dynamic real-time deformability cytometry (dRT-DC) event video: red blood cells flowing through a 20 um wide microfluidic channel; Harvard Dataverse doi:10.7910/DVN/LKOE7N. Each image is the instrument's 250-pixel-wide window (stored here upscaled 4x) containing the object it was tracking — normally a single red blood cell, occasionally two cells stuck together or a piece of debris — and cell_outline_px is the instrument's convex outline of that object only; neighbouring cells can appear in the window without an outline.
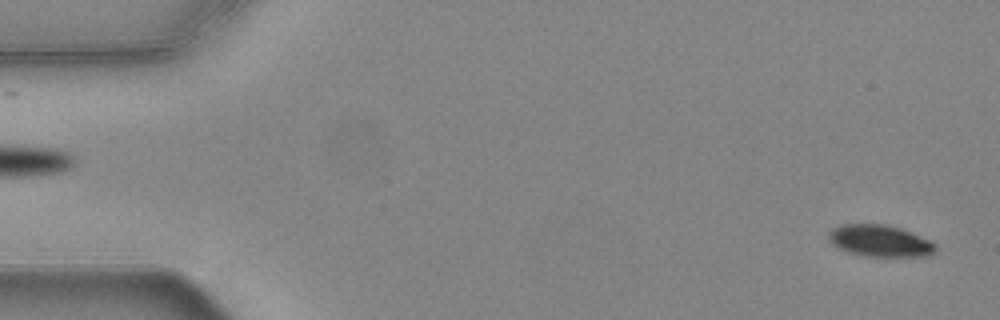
{"species": "common noctule bat (a hibernating species)", "species_latin": "Nyctalus noctula", "temperature_condition": "warm", "stored_images_in_passage": 55, "camera_frame_rate_fps": 3000, "um_per_image_px": 0.085, "animal": {"sex": "female", "body_mass_g": 24.6, "forearm_length_mm": 56.2}, "frame": {"image": 1, "passage_image": 2, "time_ms": 0.333, "image_size_px": [1000, 320], "cell_outline_px": [[936, 252], [928, 256], [864, 256], [848, 252], [832, 244], [828, 240], [828, 232], [832, 228], [840, 224], [888, 224], [900, 228], [932, 240], [936, 244]], "centroid_in_image_um": [74.8, 20.46], "position_along_channel_um": 10.2, "area_um2": 20.0}}
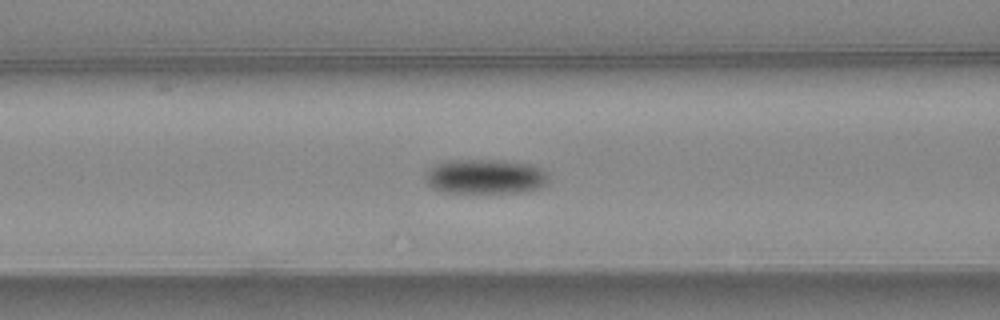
{"frame": {"image": 2, "passage_image": 22, "time_ms": 7.0, "image_size_px": [1000, 320], "cell_outline_px": [[548, 184], [524, 192], [440, 192], [432, 188], [428, 184], [424, 176], [424, 172], [432, 164], [444, 160], [500, 160], [532, 164], [548, 172]], "centroid_in_image_um": [41.2, 14.99], "position_along_channel_um": 125.4, "area_um2": 25.32}}
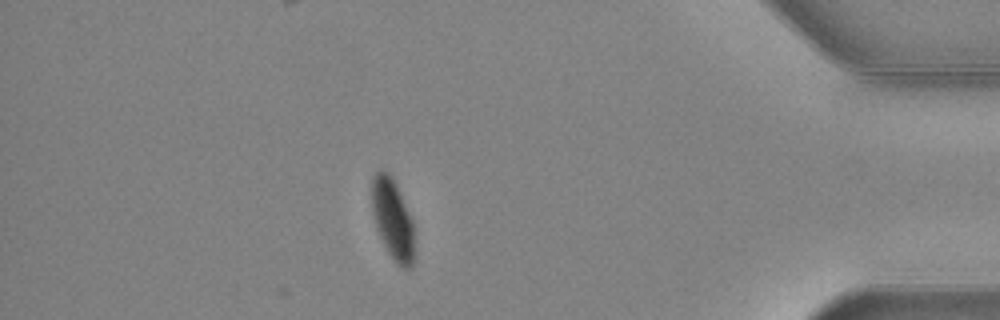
{"frame": {"image": 3, "passage_image": 48, "time_ms": 15.667, "image_size_px": [1000, 320], "cell_outline_px": [[416, 252], [412, 268], [400, 268], [392, 260], [376, 228], [372, 212], [372, 176], [380, 168], [384, 168], [392, 176], [396, 184], [412, 220]], "centroid_in_image_um": [33.39, 18.67], "position_along_channel_um": 401.8, "area_um2": 20.46}, "authors_computed_cell_mechanics": {"area_um2": 22.6576, "velocity_mm_per_s": 3.7108, "shape_relaxation_time_tau1_ms": 2.5067, "shape_relaxation_time_tau2_ms": null, "deformation_change_tau1": 0.1273, "deformation_change_tau2": null}}